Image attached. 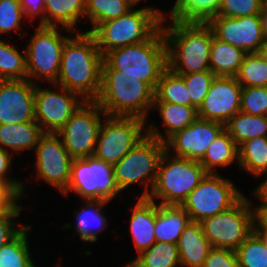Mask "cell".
<instances>
[{
  "label": "cell",
  "instance_id": "6da1fadb",
  "mask_svg": "<svg viewBox=\"0 0 267 267\" xmlns=\"http://www.w3.org/2000/svg\"><path fill=\"white\" fill-rule=\"evenodd\" d=\"M103 55L90 32L70 36L61 55L58 86L77 93L84 101H95L101 89Z\"/></svg>",
  "mask_w": 267,
  "mask_h": 267
},
{
  "label": "cell",
  "instance_id": "7a4b0ae2",
  "mask_svg": "<svg viewBox=\"0 0 267 267\" xmlns=\"http://www.w3.org/2000/svg\"><path fill=\"white\" fill-rule=\"evenodd\" d=\"M163 13L162 32L167 47V67L176 74H189L210 70V47L213 31L207 23H186L171 20Z\"/></svg>",
  "mask_w": 267,
  "mask_h": 267
},
{
  "label": "cell",
  "instance_id": "3957f363",
  "mask_svg": "<svg viewBox=\"0 0 267 267\" xmlns=\"http://www.w3.org/2000/svg\"><path fill=\"white\" fill-rule=\"evenodd\" d=\"M154 91L137 77L120 75L103 60L101 89L95 102L108 116L137 117L148 122Z\"/></svg>",
  "mask_w": 267,
  "mask_h": 267
},
{
  "label": "cell",
  "instance_id": "277c9868",
  "mask_svg": "<svg viewBox=\"0 0 267 267\" xmlns=\"http://www.w3.org/2000/svg\"><path fill=\"white\" fill-rule=\"evenodd\" d=\"M103 60L112 69L120 71V75L137 77L155 90L167 68V47L162 28L144 42L111 50Z\"/></svg>",
  "mask_w": 267,
  "mask_h": 267
},
{
  "label": "cell",
  "instance_id": "5b68a950",
  "mask_svg": "<svg viewBox=\"0 0 267 267\" xmlns=\"http://www.w3.org/2000/svg\"><path fill=\"white\" fill-rule=\"evenodd\" d=\"M163 12L153 7L131 9L126 14L99 23L90 33L104 56L111 50L148 40L160 27Z\"/></svg>",
  "mask_w": 267,
  "mask_h": 267
},
{
  "label": "cell",
  "instance_id": "8992f818",
  "mask_svg": "<svg viewBox=\"0 0 267 267\" xmlns=\"http://www.w3.org/2000/svg\"><path fill=\"white\" fill-rule=\"evenodd\" d=\"M171 155L166 150L163 152L148 199L162 200L159 204L163 205H181L207 172L198 161Z\"/></svg>",
  "mask_w": 267,
  "mask_h": 267
},
{
  "label": "cell",
  "instance_id": "52a82bcc",
  "mask_svg": "<svg viewBox=\"0 0 267 267\" xmlns=\"http://www.w3.org/2000/svg\"><path fill=\"white\" fill-rule=\"evenodd\" d=\"M165 151V144L146 135L119 162L113 166L116 184L125 190L131 184L145 183L140 198H148L154 186L159 160ZM150 186V189L148 188Z\"/></svg>",
  "mask_w": 267,
  "mask_h": 267
},
{
  "label": "cell",
  "instance_id": "ba28073f",
  "mask_svg": "<svg viewBox=\"0 0 267 267\" xmlns=\"http://www.w3.org/2000/svg\"><path fill=\"white\" fill-rule=\"evenodd\" d=\"M200 223L212 247L235 251L254 231L253 207L248 198L243 196L227 211Z\"/></svg>",
  "mask_w": 267,
  "mask_h": 267
},
{
  "label": "cell",
  "instance_id": "9c48e42d",
  "mask_svg": "<svg viewBox=\"0 0 267 267\" xmlns=\"http://www.w3.org/2000/svg\"><path fill=\"white\" fill-rule=\"evenodd\" d=\"M146 124L137 117L104 115L93 156L114 166L147 135Z\"/></svg>",
  "mask_w": 267,
  "mask_h": 267
},
{
  "label": "cell",
  "instance_id": "30bf717a",
  "mask_svg": "<svg viewBox=\"0 0 267 267\" xmlns=\"http://www.w3.org/2000/svg\"><path fill=\"white\" fill-rule=\"evenodd\" d=\"M244 195L229 179L207 173L200 184L187 196L181 206L193 222L227 211Z\"/></svg>",
  "mask_w": 267,
  "mask_h": 267
},
{
  "label": "cell",
  "instance_id": "8fae6325",
  "mask_svg": "<svg viewBox=\"0 0 267 267\" xmlns=\"http://www.w3.org/2000/svg\"><path fill=\"white\" fill-rule=\"evenodd\" d=\"M68 38L69 36L58 32L57 27L38 25L25 49L27 79L34 84L41 79L55 84L60 71L62 50Z\"/></svg>",
  "mask_w": 267,
  "mask_h": 267
},
{
  "label": "cell",
  "instance_id": "7c38bea8",
  "mask_svg": "<svg viewBox=\"0 0 267 267\" xmlns=\"http://www.w3.org/2000/svg\"><path fill=\"white\" fill-rule=\"evenodd\" d=\"M75 192L83 200L111 202L120 190L116 184L113 166L94 156L73 159L71 178L64 195Z\"/></svg>",
  "mask_w": 267,
  "mask_h": 267
},
{
  "label": "cell",
  "instance_id": "4fadbf2b",
  "mask_svg": "<svg viewBox=\"0 0 267 267\" xmlns=\"http://www.w3.org/2000/svg\"><path fill=\"white\" fill-rule=\"evenodd\" d=\"M101 113L106 115L95 101H84L57 132L73 159L94 155Z\"/></svg>",
  "mask_w": 267,
  "mask_h": 267
},
{
  "label": "cell",
  "instance_id": "5bb4252c",
  "mask_svg": "<svg viewBox=\"0 0 267 267\" xmlns=\"http://www.w3.org/2000/svg\"><path fill=\"white\" fill-rule=\"evenodd\" d=\"M34 151L35 174L64 193L71 178L73 158L64 147L60 136L57 133L45 132Z\"/></svg>",
  "mask_w": 267,
  "mask_h": 267
},
{
  "label": "cell",
  "instance_id": "9a60e30c",
  "mask_svg": "<svg viewBox=\"0 0 267 267\" xmlns=\"http://www.w3.org/2000/svg\"><path fill=\"white\" fill-rule=\"evenodd\" d=\"M58 91L35 85V120L44 132L57 133L84 102V100L65 87L53 84Z\"/></svg>",
  "mask_w": 267,
  "mask_h": 267
},
{
  "label": "cell",
  "instance_id": "2e32d148",
  "mask_svg": "<svg viewBox=\"0 0 267 267\" xmlns=\"http://www.w3.org/2000/svg\"><path fill=\"white\" fill-rule=\"evenodd\" d=\"M207 25L215 38L242 49L246 54L258 53L265 43L260 15L239 18L215 16Z\"/></svg>",
  "mask_w": 267,
  "mask_h": 267
},
{
  "label": "cell",
  "instance_id": "e0dca14e",
  "mask_svg": "<svg viewBox=\"0 0 267 267\" xmlns=\"http://www.w3.org/2000/svg\"><path fill=\"white\" fill-rule=\"evenodd\" d=\"M242 88L236 77L215 76L197 109L198 117L225 125L240 111Z\"/></svg>",
  "mask_w": 267,
  "mask_h": 267
},
{
  "label": "cell",
  "instance_id": "ac0fdd59",
  "mask_svg": "<svg viewBox=\"0 0 267 267\" xmlns=\"http://www.w3.org/2000/svg\"><path fill=\"white\" fill-rule=\"evenodd\" d=\"M225 129V125L197 117L181 131L176 132L165 142V150H174L175 156L200 162L213 140Z\"/></svg>",
  "mask_w": 267,
  "mask_h": 267
},
{
  "label": "cell",
  "instance_id": "d6986e66",
  "mask_svg": "<svg viewBox=\"0 0 267 267\" xmlns=\"http://www.w3.org/2000/svg\"><path fill=\"white\" fill-rule=\"evenodd\" d=\"M35 85L29 79L0 80V125L35 121Z\"/></svg>",
  "mask_w": 267,
  "mask_h": 267
},
{
  "label": "cell",
  "instance_id": "ffe728a7",
  "mask_svg": "<svg viewBox=\"0 0 267 267\" xmlns=\"http://www.w3.org/2000/svg\"><path fill=\"white\" fill-rule=\"evenodd\" d=\"M152 108L158 110L167 136H163L158 127L152 123L146 126V134L163 143L176 132L191 125L198 117L197 109L191 105L154 102Z\"/></svg>",
  "mask_w": 267,
  "mask_h": 267
},
{
  "label": "cell",
  "instance_id": "44dd1931",
  "mask_svg": "<svg viewBox=\"0 0 267 267\" xmlns=\"http://www.w3.org/2000/svg\"><path fill=\"white\" fill-rule=\"evenodd\" d=\"M155 220L156 203L139 197L130 217V232L138 255L156 243Z\"/></svg>",
  "mask_w": 267,
  "mask_h": 267
},
{
  "label": "cell",
  "instance_id": "7402d4cb",
  "mask_svg": "<svg viewBox=\"0 0 267 267\" xmlns=\"http://www.w3.org/2000/svg\"><path fill=\"white\" fill-rule=\"evenodd\" d=\"M177 245L180 267H202L213 248L204 235L201 223L193 221L185 227Z\"/></svg>",
  "mask_w": 267,
  "mask_h": 267
},
{
  "label": "cell",
  "instance_id": "603a6c76",
  "mask_svg": "<svg viewBox=\"0 0 267 267\" xmlns=\"http://www.w3.org/2000/svg\"><path fill=\"white\" fill-rule=\"evenodd\" d=\"M190 217L181 205L156 203L155 238L156 242L178 244L180 235L190 223Z\"/></svg>",
  "mask_w": 267,
  "mask_h": 267
},
{
  "label": "cell",
  "instance_id": "cb8c5ba5",
  "mask_svg": "<svg viewBox=\"0 0 267 267\" xmlns=\"http://www.w3.org/2000/svg\"><path fill=\"white\" fill-rule=\"evenodd\" d=\"M44 133L36 120L17 124H1L0 147L13 153L32 150L36 148Z\"/></svg>",
  "mask_w": 267,
  "mask_h": 267
},
{
  "label": "cell",
  "instance_id": "d4e9b609",
  "mask_svg": "<svg viewBox=\"0 0 267 267\" xmlns=\"http://www.w3.org/2000/svg\"><path fill=\"white\" fill-rule=\"evenodd\" d=\"M85 9L86 0H45V26L61 25L66 32L74 34L77 22L85 16Z\"/></svg>",
  "mask_w": 267,
  "mask_h": 267
},
{
  "label": "cell",
  "instance_id": "484cf974",
  "mask_svg": "<svg viewBox=\"0 0 267 267\" xmlns=\"http://www.w3.org/2000/svg\"><path fill=\"white\" fill-rule=\"evenodd\" d=\"M246 53L213 36L209 68L215 76L236 77Z\"/></svg>",
  "mask_w": 267,
  "mask_h": 267
},
{
  "label": "cell",
  "instance_id": "4316f807",
  "mask_svg": "<svg viewBox=\"0 0 267 267\" xmlns=\"http://www.w3.org/2000/svg\"><path fill=\"white\" fill-rule=\"evenodd\" d=\"M109 201L102 200H85L82 210L74 213L76 214V232L79 237L87 242H96L98 234L102 233L108 227V220L103 215L102 208L108 204Z\"/></svg>",
  "mask_w": 267,
  "mask_h": 267
},
{
  "label": "cell",
  "instance_id": "83f0119b",
  "mask_svg": "<svg viewBox=\"0 0 267 267\" xmlns=\"http://www.w3.org/2000/svg\"><path fill=\"white\" fill-rule=\"evenodd\" d=\"M222 0H176L170 20L186 23H207L217 15Z\"/></svg>",
  "mask_w": 267,
  "mask_h": 267
},
{
  "label": "cell",
  "instance_id": "f1b7e54d",
  "mask_svg": "<svg viewBox=\"0 0 267 267\" xmlns=\"http://www.w3.org/2000/svg\"><path fill=\"white\" fill-rule=\"evenodd\" d=\"M237 160L239 163L238 146L224 129L208 147L206 154L200 161L207 173L215 174L218 166L226 167Z\"/></svg>",
  "mask_w": 267,
  "mask_h": 267
},
{
  "label": "cell",
  "instance_id": "f546056e",
  "mask_svg": "<svg viewBox=\"0 0 267 267\" xmlns=\"http://www.w3.org/2000/svg\"><path fill=\"white\" fill-rule=\"evenodd\" d=\"M225 130L239 146L248 139L267 136V116L239 111L225 124Z\"/></svg>",
  "mask_w": 267,
  "mask_h": 267
},
{
  "label": "cell",
  "instance_id": "4dcf8cb0",
  "mask_svg": "<svg viewBox=\"0 0 267 267\" xmlns=\"http://www.w3.org/2000/svg\"><path fill=\"white\" fill-rule=\"evenodd\" d=\"M30 230L31 227L24 225L10 241L0 248V267H36L29 251Z\"/></svg>",
  "mask_w": 267,
  "mask_h": 267
},
{
  "label": "cell",
  "instance_id": "1f68e13d",
  "mask_svg": "<svg viewBox=\"0 0 267 267\" xmlns=\"http://www.w3.org/2000/svg\"><path fill=\"white\" fill-rule=\"evenodd\" d=\"M154 102L191 105V97L183 77L167 67L154 91Z\"/></svg>",
  "mask_w": 267,
  "mask_h": 267
},
{
  "label": "cell",
  "instance_id": "d6a6232c",
  "mask_svg": "<svg viewBox=\"0 0 267 267\" xmlns=\"http://www.w3.org/2000/svg\"><path fill=\"white\" fill-rule=\"evenodd\" d=\"M238 151L241 170L255 177L267 171V136L246 140L238 146Z\"/></svg>",
  "mask_w": 267,
  "mask_h": 267
},
{
  "label": "cell",
  "instance_id": "836d02e7",
  "mask_svg": "<svg viewBox=\"0 0 267 267\" xmlns=\"http://www.w3.org/2000/svg\"><path fill=\"white\" fill-rule=\"evenodd\" d=\"M139 3L138 0H86L85 16L91 21V32L99 23L126 14Z\"/></svg>",
  "mask_w": 267,
  "mask_h": 267
},
{
  "label": "cell",
  "instance_id": "e575fe53",
  "mask_svg": "<svg viewBox=\"0 0 267 267\" xmlns=\"http://www.w3.org/2000/svg\"><path fill=\"white\" fill-rule=\"evenodd\" d=\"M27 79L26 50L21 54L15 46L0 40V80Z\"/></svg>",
  "mask_w": 267,
  "mask_h": 267
},
{
  "label": "cell",
  "instance_id": "d590c367",
  "mask_svg": "<svg viewBox=\"0 0 267 267\" xmlns=\"http://www.w3.org/2000/svg\"><path fill=\"white\" fill-rule=\"evenodd\" d=\"M135 260L141 267H178L180 266L178 245L156 242L138 255Z\"/></svg>",
  "mask_w": 267,
  "mask_h": 267
},
{
  "label": "cell",
  "instance_id": "8d00e7d4",
  "mask_svg": "<svg viewBox=\"0 0 267 267\" xmlns=\"http://www.w3.org/2000/svg\"><path fill=\"white\" fill-rule=\"evenodd\" d=\"M236 78L242 87H267V62L259 53L246 54Z\"/></svg>",
  "mask_w": 267,
  "mask_h": 267
},
{
  "label": "cell",
  "instance_id": "74e56055",
  "mask_svg": "<svg viewBox=\"0 0 267 267\" xmlns=\"http://www.w3.org/2000/svg\"><path fill=\"white\" fill-rule=\"evenodd\" d=\"M235 252L240 267H267V246L255 231Z\"/></svg>",
  "mask_w": 267,
  "mask_h": 267
},
{
  "label": "cell",
  "instance_id": "f35d334b",
  "mask_svg": "<svg viewBox=\"0 0 267 267\" xmlns=\"http://www.w3.org/2000/svg\"><path fill=\"white\" fill-rule=\"evenodd\" d=\"M183 77L191 97V106L200 107L215 75L210 71H201L189 74H179Z\"/></svg>",
  "mask_w": 267,
  "mask_h": 267
},
{
  "label": "cell",
  "instance_id": "ab89813d",
  "mask_svg": "<svg viewBox=\"0 0 267 267\" xmlns=\"http://www.w3.org/2000/svg\"><path fill=\"white\" fill-rule=\"evenodd\" d=\"M240 111L250 115L267 116V87H243Z\"/></svg>",
  "mask_w": 267,
  "mask_h": 267
},
{
  "label": "cell",
  "instance_id": "60d3db41",
  "mask_svg": "<svg viewBox=\"0 0 267 267\" xmlns=\"http://www.w3.org/2000/svg\"><path fill=\"white\" fill-rule=\"evenodd\" d=\"M262 0H222L216 16L239 18L262 13Z\"/></svg>",
  "mask_w": 267,
  "mask_h": 267
},
{
  "label": "cell",
  "instance_id": "b9f144b4",
  "mask_svg": "<svg viewBox=\"0 0 267 267\" xmlns=\"http://www.w3.org/2000/svg\"><path fill=\"white\" fill-rule=\"evenodd\" d=\"M24 19L19 0H0V35L16 32L22 28L21 22Z\"/></svg>",
  "mask_w": 267,
  "mask_h": 267
},
{
  "label": "cell",
  "instance_id": "7bdbcfd3",
  "mask_svg": "<svg viewBox=\"0 0 267 267\" xmlns=\"http://www.w3.org/2000/svg\"><path fill=\"white\" fill-rule=\"evenodd\" d=\"M24 188L22 181L0 179V214L14 207H22L17 202L23 197Z\"/></svg>",
  "mask_w": 267,
  "mask_h": 267
},
{
  "label": "cell",
  "instance_id": "ee69618b",
  "mask_svg": "<svg viewBox=\"0 0 267 267\" xmlns=\"http://www.w3.org/2000/svg\"><path fill=\"white\" fill-rule=\"evenodd\" d=\"M22 207H14L11 210L0 214V248L10 241L22 228L16 226L15 218L21 213Z\"/></svg>",
  "mask_w": 267,
  "mask_h": 267
},
{
  "label": "cell",
  "instance_id": "f6af8a7d",
  "mask_svg": "<svg viewBox=\"0 0 267 267\" xmlns=\"http://www.w3.org/2000/svg\"><path fill=\"white\" fill-rule=\"evenodd\" d=\"M202 267H240L236 252L231 249L212 248Z\"/></svg>",
  "mask_w": 267,
  "mask_h": 267
},
{
  "label": "cell",
  "instance_id": "bcb514c9",
  "mask_svg": "<svg viewBox=\"0 0 267 267\" xmlns=\"http://www.w3.org/2000/svg\"><path fill=\"white\" fill-rule=\"evenodd\" d=\"M24 17L32 20L36 16L41 15L38 25L45 26L44 6L45 0H19Z\"/></svg>",
  "mask_w": 267,
  "mask_h": 267
},
{
  "label": "cell",
  "instance_id": "7dc6e473",
  "mask_svg": "<svg viewBox=\"0 0 267 267\" xmlns=\"http://www.w3.org/2000/svg\"><path fill=\"white\" fill-rule=\"evenodd\" d=\"M254 231L267 232V204H259L253 207Z\"/></svg>",
  "mask_w": 267,
  "mask_h": 267
},
{
  "label": "cell",
  "instance_id": "c3c4849f",
  "mask_svg": "<svg viewBox=\"0 0 267 267\" xmlns=\"http://www.w3.org/2000/svg\"><path fill=\"white\" fill-rule=\"evenodd\" d=\"M11 156H13L12 152L10 153L0 147V179L2 180H19L14 178H8L9 175H7V172L9 171V168H11L12 163Z\"/></svg>",
  "mask_w": 267,
  "mask_h": 267
},
{
  "label": "cell",
  "instance_id": "681fc988",
  "mask_svg": "<svg viewBox=\"0 0 267 267\" xmlns=\"http://www.w3.org/2000/svg\"><path fill=\"white\" fill-rule=\"evenodd\" d=\"M265 174H267V171L259 174L257 177L263 176ZM253 193L255 197L258 198V200H261L260 204H267V178L262 181L257 188H255Z\"/></svg>",
  "mask_w": 267,
  "mask_h": 267
},
{
  "label": "cell",
  "instance_id": "f907efd6",
  "mask_svg": "<svg viewBox=\"0 0 267 267\" xmlns=\"http://www.w3.org/2000/svg\"><path fill=\"white\" fill-rule=\"evenodd\" d=\"M264 40L267 41V9L263 8L260 14Z\"/></svg>",
  "mask_w": 267,
  "mask_h": 267
},
{
  "label": "cell",
  "instance_id": "816d5d0a",
  "mask_svg": "<svg viewBox=\"0 0 267 267\" xmlns=\"http://www.w3.org/2000/svg\"><path fill=\"white\" fill-rule=\"evenodd\" d=\"M258 53L267 62V41H265L264 45L260 48V51Z\"/></svg>",
  "mask_w": 267,
  "mask_h": 267
},
{
  "label": "cell",
  "instance_id": "f5cc1de1",
  "mask_svg": "<svg viewBox=\"0 0 267 267\" xmlns=\"http://www.w3.org/2000/svg\"><path fill=\"white\" fill-rule=\"evenodd\" d=\"M264 241L265 245L267 246V232H256Z\"/></svg>",
  "mask_w": 267,
  "mask_h": 267
},
{
  "label": "cell",
  "instance_id": "db71d44e",
  "mask_svg": "<svg viewBox=\"0 0 267 267\" xmlns=\"http://www.w3.org/2000/svg\"><path fill=\"white\" fill-rule=\"evenodd\" d=\"M124 267H141L139 264H138V262L135 260V259H133V261H131V262H129L126 266H124Z\"/></svg>",
  "mask_w": 267,
  "mask_h": 267
},
{
  "label": "cell",
  "instance_id": "11a10c76",
  "mask_svg": "<svg viewBox=\"0 0 267 267\" xmlns=\"http://www.w3.org/2000/svg\"><path fill=\"white\" fill-rule=\"evenodd\" d=\"M263 8L267 9V0H262Z\"/></svg>",
  "mask_w": 267,
  "mask_h": 267
}]
</instances>
